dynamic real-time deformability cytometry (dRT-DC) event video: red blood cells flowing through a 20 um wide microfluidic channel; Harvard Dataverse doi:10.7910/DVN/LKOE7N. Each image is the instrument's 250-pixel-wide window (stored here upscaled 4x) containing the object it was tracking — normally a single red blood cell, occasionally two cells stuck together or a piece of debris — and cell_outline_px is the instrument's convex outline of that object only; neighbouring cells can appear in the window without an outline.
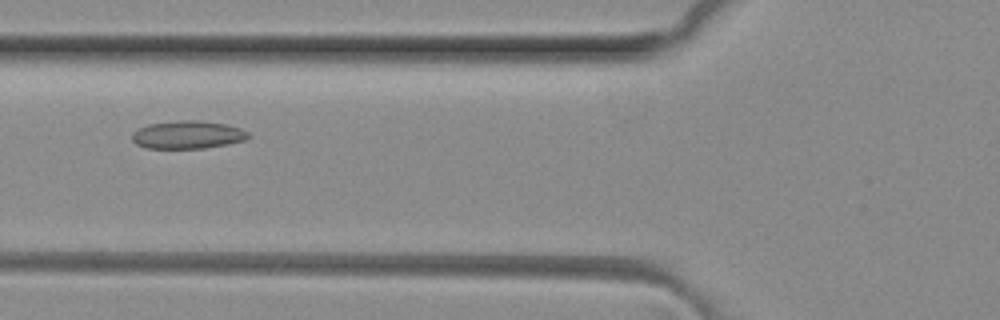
{"species": "common noctule bat (a hibernating species)", "species_latin": "Nyctalus noctula", "temperature_condition": "room temperature", "stored_images_in_passage": 2, "camera_frame_rate_fps": 3000, "um_per_image_px": 0.085, "animal": {"sex": "female", "body_mass_g": 29.2, "forearm_length_mm": 56.3}, "frame": {"image": 1, "passage_image": 2, "time_ms": 0.333, "image_size_px": [1000, 320], "cell_outline_px": [[252, 136], [244, 140], [228, 144], [204, 148], [144, 148], [136, 144], [132, 140], [132, 132], [148, 124], [180, 120], [200, 120], [228, 124], [240, 128], [248, 132]], "centroid_in_image_um": [15.97, 11.45], "position_along_channel_um": 109.8, "area_um2": 19.07}}